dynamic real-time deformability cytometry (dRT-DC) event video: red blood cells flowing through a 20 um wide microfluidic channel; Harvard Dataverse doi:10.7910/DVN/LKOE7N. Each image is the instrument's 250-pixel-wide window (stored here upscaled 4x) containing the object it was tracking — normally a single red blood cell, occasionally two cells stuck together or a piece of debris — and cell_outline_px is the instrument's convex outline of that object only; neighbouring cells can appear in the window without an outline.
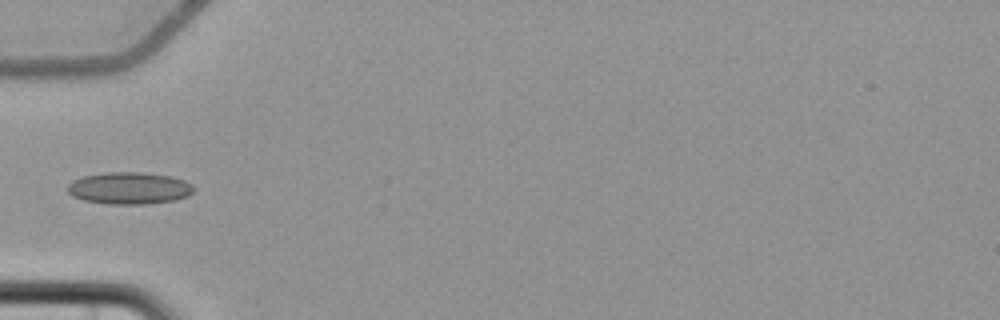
{"species": "common noctule bat (a hibernating species)", "species_latin": "Nyctalus noctula", "temperature_condition": "cold", "stored_images_in_passage": 6, "camera_frame_rate_fps": 3000, "um_per_image_px": 0.085, "animal": {"sex": "female", "body_mass_g": 22.7, "forearm_length_mm": 54.2}, "frame": {"image": 1, "passage_image": 6, "time_ms": 6.333, "image_size_px": [1000, 320], "cell_outline_px": [[192, 192], [188, 196], [176, 200], [148, 204], [108, 204], [84, 200], [72, 196], [68, 192], [68, 184], [72, 180], [84, 176], [108, 172], [140, 172], [172, 176], [184, 180], [192, 184]], "centroid_in_image_um": [10.99, 15.99], "position_along_channel_um": 74.0, "area_um2": 23.58}}